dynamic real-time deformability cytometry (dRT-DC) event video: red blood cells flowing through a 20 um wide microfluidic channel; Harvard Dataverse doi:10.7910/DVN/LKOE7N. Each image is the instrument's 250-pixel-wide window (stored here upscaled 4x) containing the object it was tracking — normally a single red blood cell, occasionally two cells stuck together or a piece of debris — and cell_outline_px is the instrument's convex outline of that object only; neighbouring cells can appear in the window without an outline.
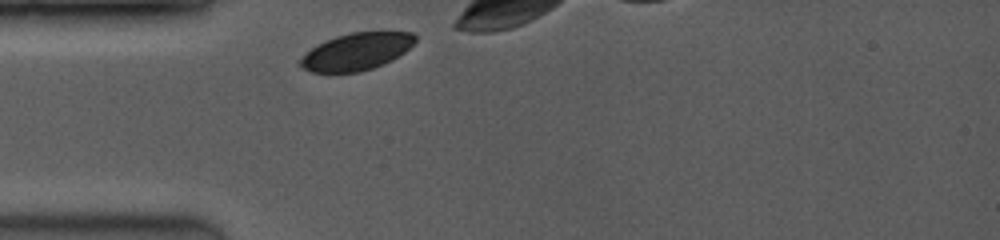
{"species": "common noctule bat (a hibernating species)", "species_latin": "Nyctalus noctula", "temperature_condition": "room temperature", "stored_images_in_passage": 4, "camera_frame_rate_fps": 3500, "um_per_image_px": 0.085, "animal": {"sex": "female", "body_mass_g": 19.0, "forearm_length_mm": 53.3}, "frame": {"image": 1, "passage_image": 1, "time_ms": 0.0, "image_size_px": [1000, 240], "cell_outline_px": [[416, 40], [404, 52], [372, 68], [360, 72], [312, 72], [300, 68], [296, 64], [312, 48], [324, 40], [336, 36], [352, 32], [412, 32], [416, 36]], "centroid_in_image_um": [30.25, 4.38], "position_along_channel_um": 54.8, "area_um2": 24.51}}